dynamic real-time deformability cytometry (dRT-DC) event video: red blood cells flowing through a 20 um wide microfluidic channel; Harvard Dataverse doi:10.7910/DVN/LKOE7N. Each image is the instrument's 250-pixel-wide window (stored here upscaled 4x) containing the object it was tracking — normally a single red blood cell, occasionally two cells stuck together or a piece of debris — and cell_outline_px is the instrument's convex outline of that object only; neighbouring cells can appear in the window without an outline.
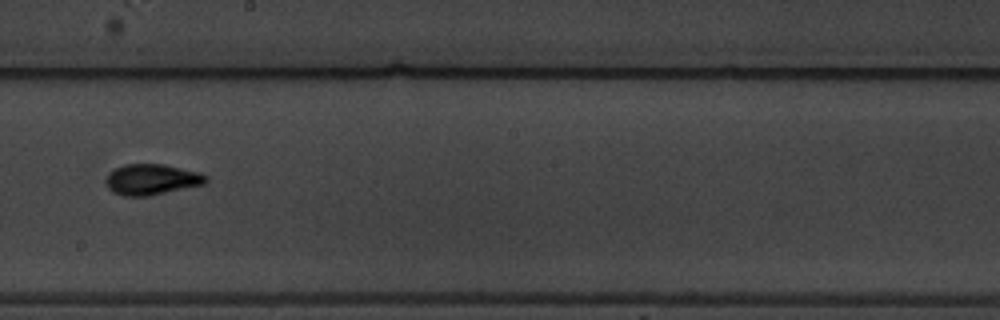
{"species": "common noctule bat (a hibernating species)", "species_latin": "Nyctalus noctula", "temperature_condition": "warm", "stored_images_in_passage": 10, "camera_frame_rate_fps": 3000, "um_per_image_px": 0.085, "animal": {"sex": "male", "body_mass_g": 19.5, "forearm_length_mm": 54.6}, "frame": {"image": 1, "passage_image": 9, "time_ms": 10.0, "image_size_px": [1000, 320], "cell_outline_px": [[208, 180], [204, 184], [148, 196], [124, 196], [112, 192], [108, 188], [104, 180], [108, 172], [124, 164], [164, 164], [200, 172], [208, 176]], "centroid_in_image_um": [12.87, 15.25], "position_along_channel_um": 235.3, "area_um2": 18.09}}
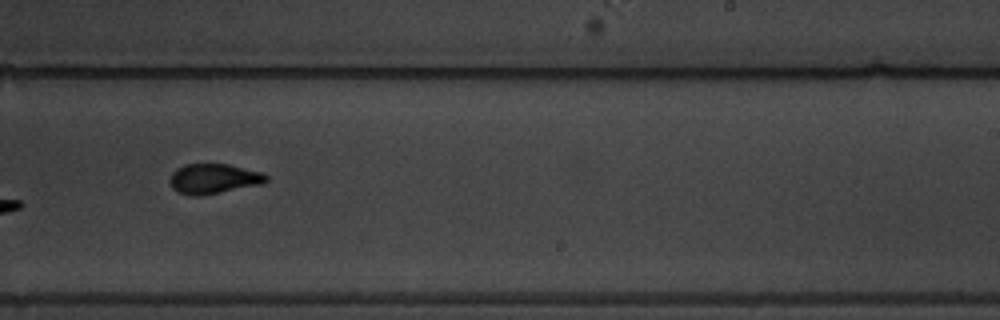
{"frame": {"image": 2, "passage_image": 10, "time_ms": 11.0, "image_size_px": [1000, 320], "cell_outline_px": [[268, 180], [264, 184], [200, 196], [192, 196], [176, 192], [172, 188], [168, 180], [172, 172], [176, 168], [184, 164], [228, 164], [264, 172], [268, 176]], "centroid_in_image_um": [18.16, 15.19], "position_along_channel_um": 270.8, "area_um2": 17.22}}